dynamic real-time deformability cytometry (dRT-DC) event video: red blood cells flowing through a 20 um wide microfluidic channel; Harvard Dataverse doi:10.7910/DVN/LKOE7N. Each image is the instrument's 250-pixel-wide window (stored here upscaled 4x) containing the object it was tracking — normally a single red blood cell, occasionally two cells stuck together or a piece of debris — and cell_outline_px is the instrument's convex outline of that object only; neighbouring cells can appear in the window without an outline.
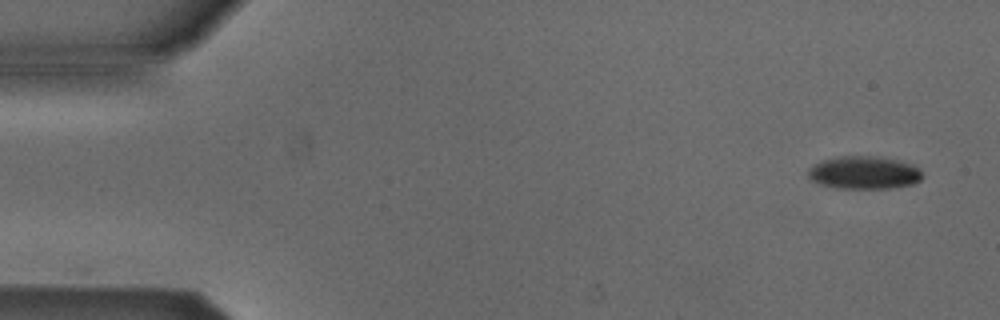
{"species": "Egyptian fruit bat (a non-hibernating species)", "species_latin": "Rousettus aegyptiacus", "temperature_condition": "cold", "stored_images_in_passage": 8, "camera_frame_rate_fps": 3000, "um_per_image_px": 0.085, "animal": {"sex": "male"}, "frame": {"image": 1, "passage_image": 1, "time_ms": 0.0, "image_size_px": [1000, 320], "cell_outline_px": [[924, 176], [920, 180], [912, 184], [888, 188], [836, 188], [820, 184], [812, 180], [808, 176], [808, 168], [812, 164], [820, 160], [836, 156], [872, 156], [896, 160], [912, 164], [920, 168]], "centroid_in_image_um": [73.42, 14.66], "position_along_channel_um": 11.6, "area_um2": 22.02}}
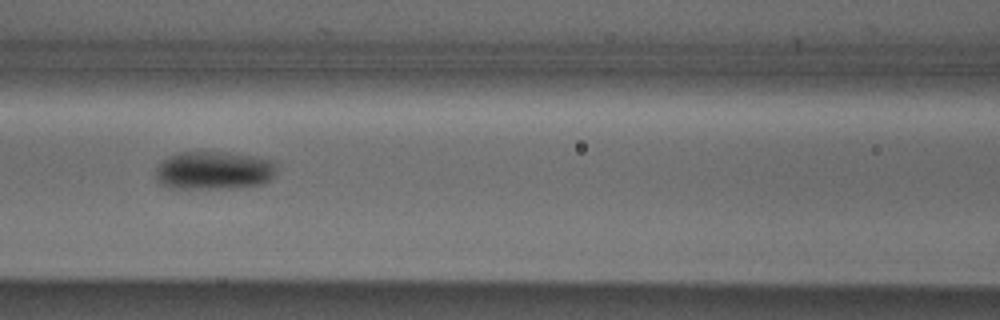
{"frame": {"image": 2, "passage_image": 6, "time_ms": 1.667, "image_size_px": [1000, 320], "cell_outline_px": [[276, 172], [268, 180], [260, 184], [232, 188], [168, 188], [160, 184], [156, 180], [156, 168], [168, 156], [180, 152], [228, 152], [252, 156], [272, 160], [276, 164]], "centroid_in_image_um": [18.15, 14.49], "position_along_channel_um": 148.4, "area_um2": 26.93}}
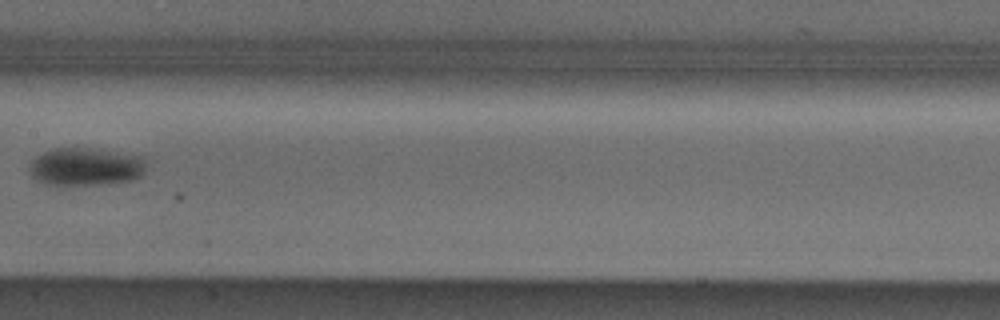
{"frame": {"image": 3, "passage_image": 7, "time_ms": 2.0, "image_size_px": [1000, 320], "cell_outline_px": [[144, 172], [140, 176], [132, 180], [108, 184], [44, 184], [36, 180], [32, 176], [28, 168], [32, 160], [36, 156], [52, 148], [88, 148], [144, 156]], "centroid_in_image_um": [7.26, 14.17], "position_along_channel_um": 200.1, "area_um2": 25.72}}